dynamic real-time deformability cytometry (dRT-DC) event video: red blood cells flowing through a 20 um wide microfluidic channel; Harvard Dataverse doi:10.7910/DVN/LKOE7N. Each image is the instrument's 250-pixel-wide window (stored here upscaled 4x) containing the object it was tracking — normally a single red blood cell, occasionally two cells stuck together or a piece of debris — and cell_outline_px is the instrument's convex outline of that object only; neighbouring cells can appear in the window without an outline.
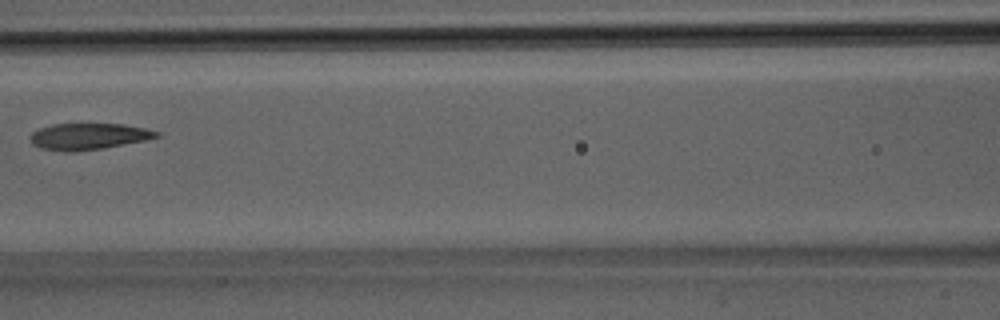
{"species": "Egyptian fruit bat (a non-hibernating species)", "species_latin": "Rousettus aegyptiacus", "temperature_condition": "room temperature", "stored_images_in_passage": 5, "camera_frame_rate_fps": 3000, "um_per_image_px": 0.085, "animal": {"sex": "male"}, "frame": {"image": 1, "passage_image": 5, "time_ms": 1.333, "image_size_px": [1000, 320], "cell_outline_px": [[160, 136], [144, 140], [104, 148], [72, 152], [64, 152], [40, 148], [32, 144], [28, 136], [32, 132], [40, 128], [52, 124], [124, 124], [144, 128], [160, 132]], "centroid_in_image_um": [7.47, 11.6], "position_along_channel_um": 159.1, "area_um2": 19.48}}